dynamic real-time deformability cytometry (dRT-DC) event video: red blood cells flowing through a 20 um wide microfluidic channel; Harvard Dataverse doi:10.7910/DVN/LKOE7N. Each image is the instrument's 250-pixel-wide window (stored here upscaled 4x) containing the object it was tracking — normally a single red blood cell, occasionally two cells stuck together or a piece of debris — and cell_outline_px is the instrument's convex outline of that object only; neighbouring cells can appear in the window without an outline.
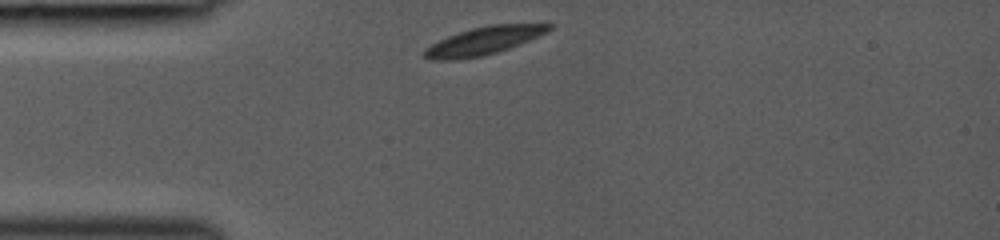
{"species": "common noctule bat (a hibernating species)", "species_latin": "Nyctalus noctula", "temperature_condition": "room temperature", "stored_images_in_passage": 29, "camera_frame_rate_fps": 3000, "um_per_image_px": 0.085, "animal": {"sex": "female", "body_mass_g": 19.0, "forearm_length_mm": 53.3}, "frame": {"image": 1, "passage_image": 1, "time_ms": 0.0, "image_size_px": [1000, 240], "cell_outline_px": [[552, 28], [548, 32], [520, 44], [496, 52], [480, 56], [456, 60], [428, 60], [420, 56], [420, 52], [424, 48], [448, 36], [472, 28], [488, 24], [552, 24]], "centroid_in_image_um": [41.04, 3.48], "position_along_channel_um": 44.0, "area_um2": 20.29}}
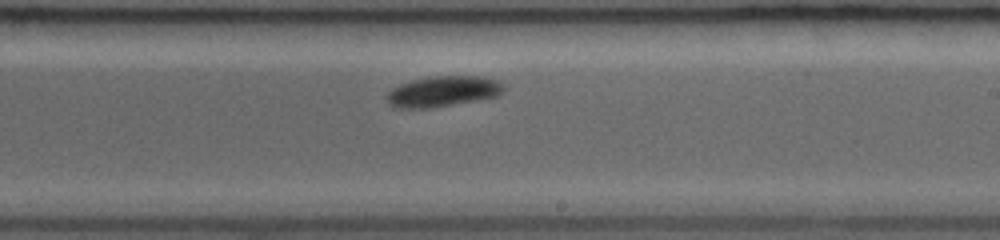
{"frame": {"image": 2, "passage_image": 17, "time_ms": 5.333, "image_size_px": [1000, 240], "cell_outline_px": [[504, 92], [496, 96], [476, 100], [432, 108], [396, 108], [388, 104], [384, 96], [392, 88], [400, 84], [412, 80], [432, 76], [484, 76], [496, 80], [504, 84]], "centroid_in_image_um": [37.62, 7.77], "position_along_channel_um": 251.4, "area_um2": 21.04}}
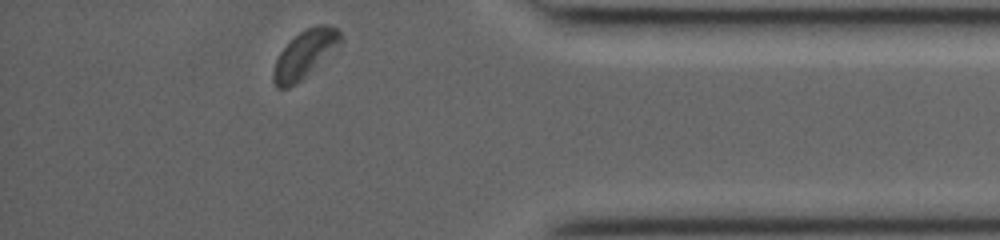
{"frame": {"image": 3, "passage_image": 29, "time_ms": 9.333, "image_size_px": [1000, 240], "cell_outline_px": [[344, 40], [340, 44], [300, 80], [288, 88], [276, 88], [272, 80], [272, 72], [276, 60], [280, 52], [300, 32], [308, 28], [320, 24], [324, 24], [336, 28], [340, 32]], "centroid_in_image_um": [25.89, 4.61], "position_along_channel_um": 409.3, "area_um2": 18.03}}